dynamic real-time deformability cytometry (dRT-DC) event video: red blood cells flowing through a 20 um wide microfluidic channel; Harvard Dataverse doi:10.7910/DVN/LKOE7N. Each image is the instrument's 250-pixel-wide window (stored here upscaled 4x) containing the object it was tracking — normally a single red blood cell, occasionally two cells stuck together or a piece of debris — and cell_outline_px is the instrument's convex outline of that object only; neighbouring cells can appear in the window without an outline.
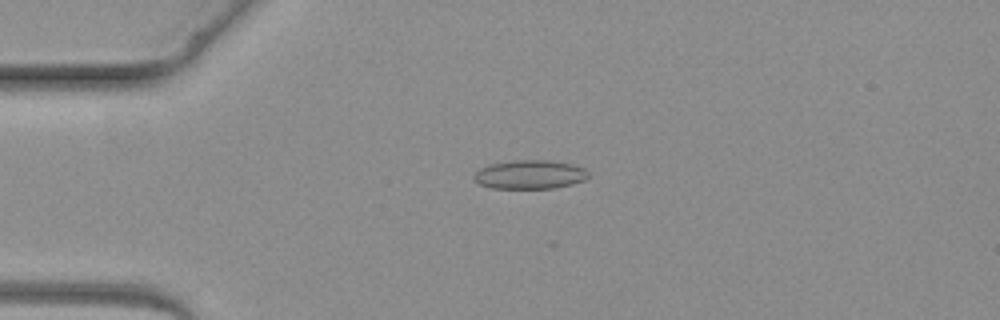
{"species": "common noctule bat (a hibernating species)", "species_latin": "Nyctalus noctula", "temperature_condition": "warm", "stored_images_in_passage": 3, "camera_frame_rate_fps": 3000, "um_per_image_px": 0.085, "animal": {"sex": "female", "body_mass_g": 19.3, "forearm_length_mm": 54.1}, "frame": {"image": 1, "passage_image": 2, "time_ms": 1.333, "image_size_px": [1000, 320], "cell_outline_px": [[588, 176], [584, 180], [572, 184], [552, 188], [492, 188], [480, 184], [472, 176], [480, 168], [492, 164], [512, 160], [548, 160], [572, 164], [584, 168], [588, 172]], "centroid_in_image_um": [45.04, 14.83], "position_along_channel_um": 40.0, "area_um2": 19.07}}
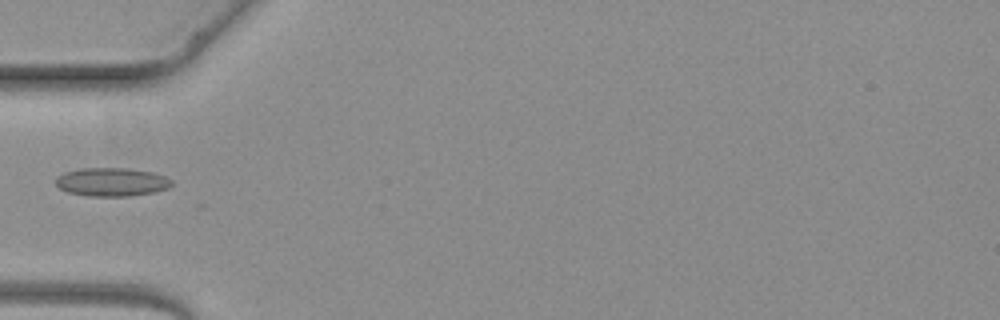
{"frame": {"image": 2, "passage_image": 3, "time_ms": 2.667, "image_size_px": [1000, 320], "cell_outline_px": [[172, 184], [168, 188], [156, 192], [128, 196], [88, 196], [68, 192], [60, 188], [56, 184], [56, 176], [64, 172], [80, 168], [128, 168], [152, 172], [164, 176], [172, 180]], "centroid_in_image_um": [9.49, 15.46], "position_along_channel_um": 75.5, "area_um2": 19.31}}